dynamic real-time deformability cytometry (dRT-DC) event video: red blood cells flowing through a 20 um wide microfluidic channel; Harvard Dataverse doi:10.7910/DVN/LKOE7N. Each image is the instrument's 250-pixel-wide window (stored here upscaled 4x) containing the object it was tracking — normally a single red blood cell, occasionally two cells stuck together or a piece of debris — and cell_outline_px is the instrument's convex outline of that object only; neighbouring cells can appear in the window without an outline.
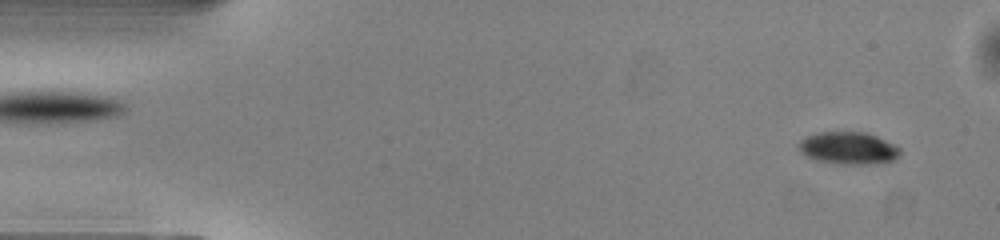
{"species": "common noctule bat (a hibernating species)", "species_latin": "Nyctalus noctula", "temperature_condition": "warm", "stored_images_in_passage": 49, "camera_frame_rate_fps": 3000, "um_per_image_px": 0.085, "animal": {"sex": "male", "body_mass_g": 13.0, "forearm_length_mm": 53.1}, "frame": {"image": 1, "passage_image": 2, "time_ms": 0.333, "image_size_px": [1000, 240], "cell_outline_px": [[900, 152], [892, 160], [876, 164], [836, 164], [812, 160], [804, 156], [800, 152], [800, 140], [816, 132], [868, 132], [900, 148]], "centroid_in_image_um": [72.06, 12.6], "position_along_channel_um": 12.9, "area_um2": 19.13}}
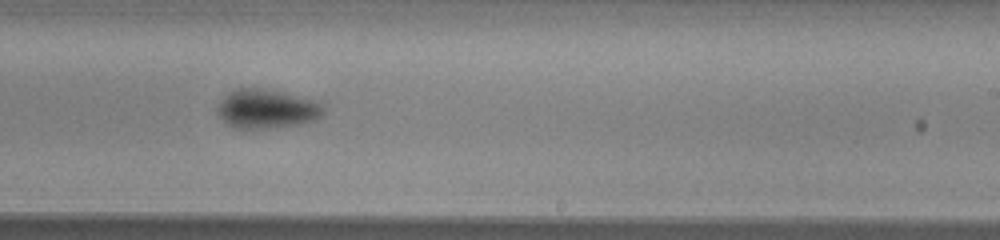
{"frame": {"image": 2, "passage_image": 29, "time_ms": 9.333, "image_size_px": [1000, 240], "cell_outline_px": [[324, 112], [320, 116], [312, 120], [296, 124], [268, 128], [236, 128], [228, 124], [216, 112], [216, 104], [228, 92], [236, 88], [260, 88], [320, 100], [324, 104]], "centroid_in_image_um": [22.66, 9.23], "position_along_channel_um": 266.3, "area_um2": 24.16}}
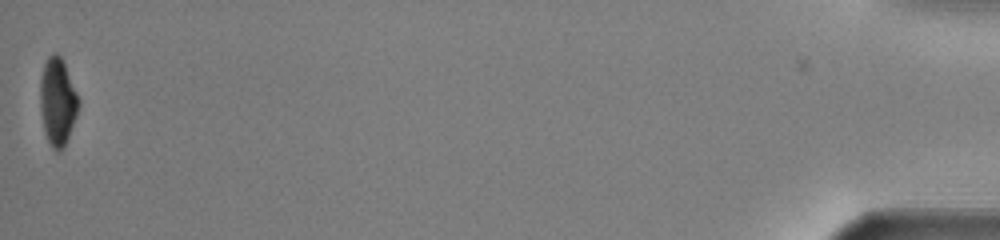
{"frame": {"image": 3, "passage_image": 49, "time_ms": 16.0, "image_size_px": [1000, 240], "cell_outline_px": [[80, 104], [76, 116], [64, 148], [60, 152], [56, 152], [52, 148], [44, 132], [40, 112], [40, 80], [44, 64], [48, 56], [52, 52], [56, 52], [60, 56], [64, 64], [80, 100]], "centroid_in_image_um": [4.88, 8.66], "position_along_channel_um": 430.3, "area_um2": 19.65}, "authors_computed_cell_mechanics": {"area_um2": 22.253, "velocity_mm_per_s": 4.0465, "shape_relaxation_time_tau1_ms": 1.5264, "shape_relaxation_time_tau2_ms": null, "deformation_change_tau1": 0.1399, "deformation_change_tau2": null}}